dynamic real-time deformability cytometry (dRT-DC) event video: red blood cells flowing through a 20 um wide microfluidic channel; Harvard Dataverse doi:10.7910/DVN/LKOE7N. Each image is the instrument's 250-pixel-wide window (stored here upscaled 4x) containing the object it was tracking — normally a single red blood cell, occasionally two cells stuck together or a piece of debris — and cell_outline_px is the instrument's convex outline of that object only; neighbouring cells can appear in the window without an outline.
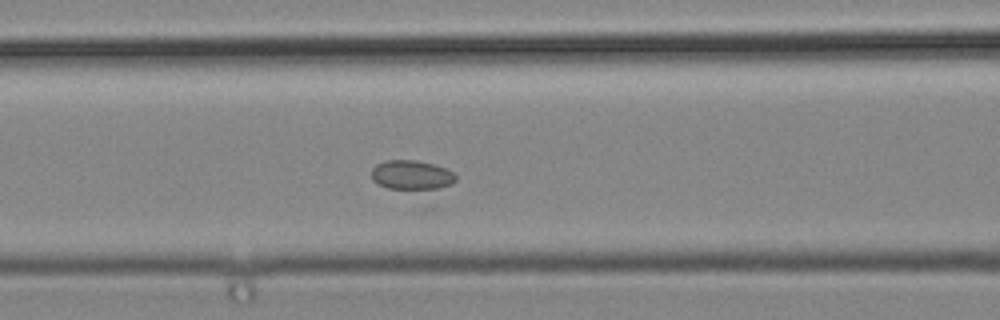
{"species": "common noctule bat (a hibernating species)", "species_latin": "Nyctalus noctula", "temperature_condition": "cold", "stored_images_in_passage": 11, "camera_frame_rate_fps": 3000, "um_per_image_px": 0.085, "animal": {"sex": "male", "body_mass_g": 19.2, "forearm_length_mm": 51.8}, "frame": {"image": 1, "passage_image": 5, "time_ms": 1.333, "image_size_px": [1000, 320], "cell_outline_px": [[456, 180], [452, 184], [440, 188], [388, 188], [376, 184], [372, 180], [372, 168], [376, 164], [384, 160], [416, 160], [436, 164], [452, 172], [456, 176]], "centroid_in_image_um": [34.96, 14.85], "position_along_channel_um": 131.6, "area_um2": 14.39}}
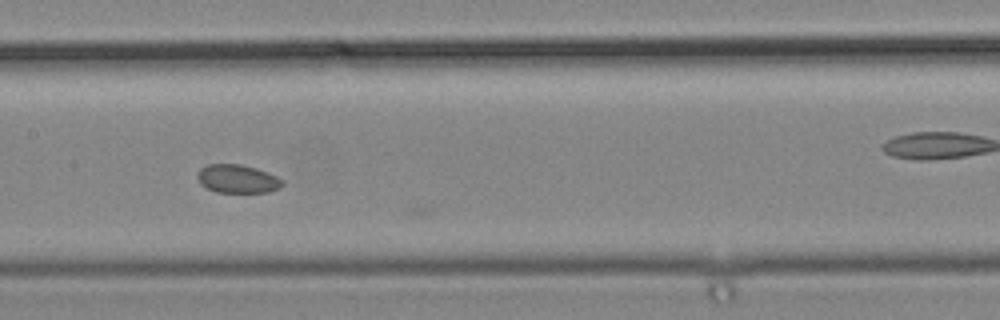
{"frame": {"image": 2, "passage_image": 9, "time_ms": 2.667, "image_size_px": [1000, 320], "cell_outline_px": [[284, 184], [280, 188], [268, 192], [216, 192], [200, 184], [196, 176], [200, 168], [208, 164], [240, 164], [256, 168], [276, 176], [284, 180]], "centroid_in_image_um": [20.18, 15.2], "position_along_channel_um": 187.2, "area_um2": 14.1}}